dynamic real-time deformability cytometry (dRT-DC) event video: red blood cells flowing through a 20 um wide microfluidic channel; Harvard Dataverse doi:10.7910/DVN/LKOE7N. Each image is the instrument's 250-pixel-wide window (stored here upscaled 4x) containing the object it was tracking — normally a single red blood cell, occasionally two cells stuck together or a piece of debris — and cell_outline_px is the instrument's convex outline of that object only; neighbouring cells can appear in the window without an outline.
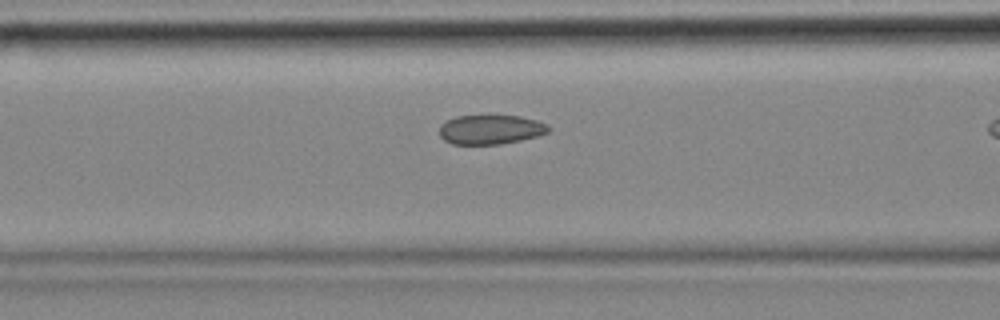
{"species": "common noctule bat (a hibernating species)", "species_latin": "Nyctalus noctula", "temperature_condition": "cold", "stored_images_in_passage": 17, "camera_frame_rate_fps": 3000, "um_per_image_px": 0.085, "animal": {"sex": "female", "body_mass_g": 18.4}, "frame": {"image": 1, "passage_image": 12, "time_ms": 3.667, "image_size_px": [1000, 320], "cell_outline_px": [[552, 128], [548, 132], [540, 136], [500, 144], [452, 144], [444, 140], [440, 136], [440, 124], [456, 116], [520, 116], [536, 120], [548, 124]], "centroid_in_image_um": [41.73, 11.01], "position_along_channel_um": 124.9, "area_um2": 18.73}}